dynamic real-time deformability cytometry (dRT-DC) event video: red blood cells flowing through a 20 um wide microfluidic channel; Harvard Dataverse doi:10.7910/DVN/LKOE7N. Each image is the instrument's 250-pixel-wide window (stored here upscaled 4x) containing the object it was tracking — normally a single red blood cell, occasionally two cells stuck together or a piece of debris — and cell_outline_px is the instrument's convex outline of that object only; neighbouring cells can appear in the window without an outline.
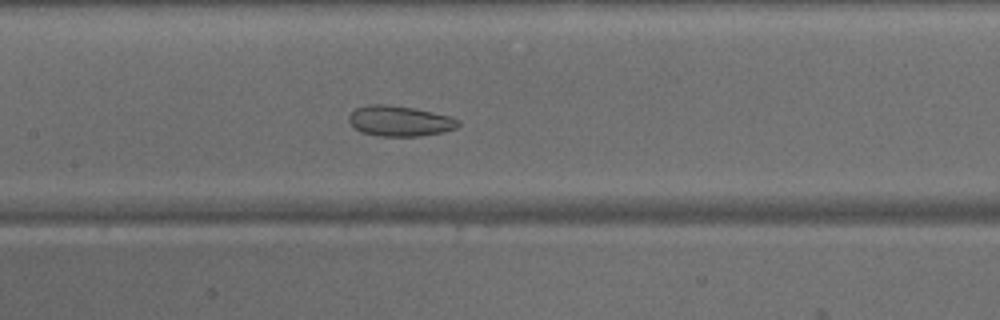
{"species": "common noctule bat (a hibernating species)", "species_latin": "Nyctalus noctula", "temperature_condition": "warm", "stored_images_in_passage": 49, "camera_frame_rate_fps": 3000, "um_per_image_px": 0.085, "animal": {"sex": "male", "body_mass_g": 15.6}, "frame": {"image": 1, "passage_image": 23, "time_ms": 7.333, "image_size_px": [1000, 320], "cell_outline_px": [[460, 124], [456, 128], [444, 132], [420, 136], [376, 136], [360, 132], [352, 128], [348, 120], [348, 116], [356, 108], [368, 104], [388, 104], [412, 108], [432, 112], [448, 116], [460, 120]], "centroid_in_image_um": [33.93, 10.29], "position_along_channel_um": 173.5, "area_um2": 19.59}}
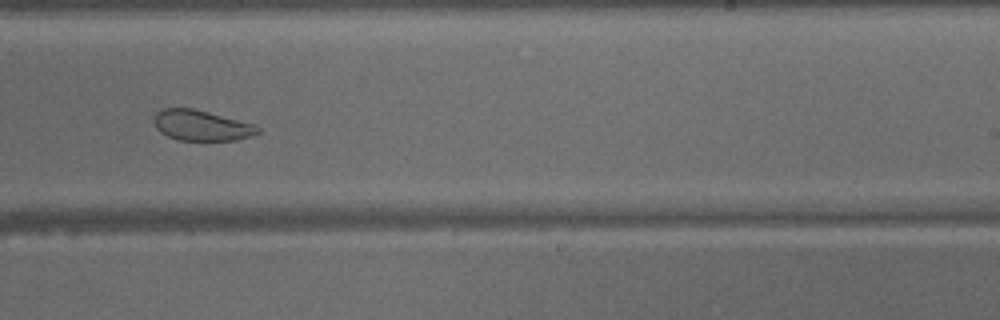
{"frame": {"image": 2, "passage_image": 30, "time_ms": 9.667, "image_size_px": [1000, 320], "cell_outline_px": [[260, 132], [252, 136], [236, 140], [180, 140], [168, 136], [160, 132], [156, 128], [152, 120], [156, 112], [160, 108], [192, 108], [256, 124], [260, 128]], "centroid_in_image_um": [17.12, 10.65], "position_along_channel_um": 271.9, "area_um2": 18.61}}
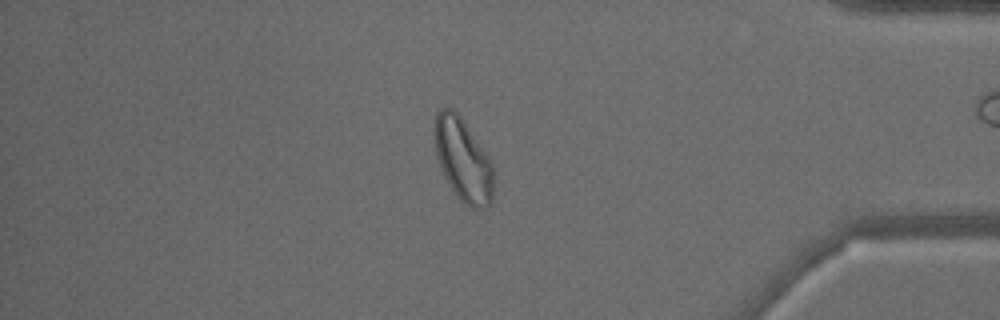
{"frame": {"image": 3, "passage_image": 41, "time_ms": 13.333, "image_size_px": [1000, 320], "cell_outline_px": [[492, 200], [488, 208], [472, 208], [460, 200], [452, 188], [436, 156], [436, 112], [440, 108], [452, 108], [460, 116], [488, 156], [492, 164]], "centroid_in_image_um": [39.38, 13.6], "position_along_channel_um": 395.8, "area_um2": 27.57}}